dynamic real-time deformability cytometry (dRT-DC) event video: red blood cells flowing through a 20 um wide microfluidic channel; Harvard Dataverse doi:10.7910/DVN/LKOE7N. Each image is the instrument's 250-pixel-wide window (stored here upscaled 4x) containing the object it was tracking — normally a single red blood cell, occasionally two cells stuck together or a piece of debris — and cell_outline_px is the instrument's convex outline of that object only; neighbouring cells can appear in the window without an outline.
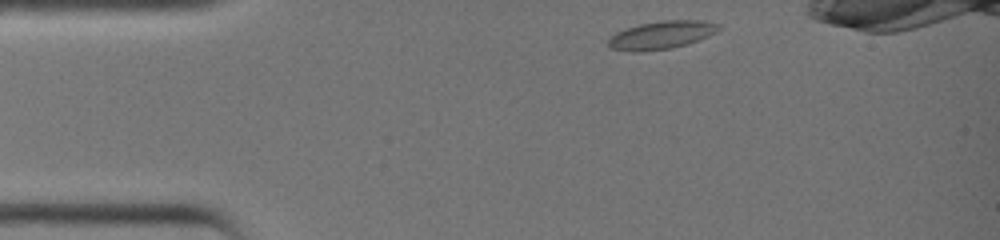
{"species": "common noctule bat (a hibernating species)", "species_latin": "Nyctalus noctula", "temperature_condition": "warm", "stored_images_in_passage": 29, "camera_frame_rate_fps": 3000, "um_per_image_px": 0.085, "animal": {"sex": "female", "body_mass_g": 19.0, "forearm_length_mm": 51.5}, "frame": {"image": 1, "passage_image": 1, "time_ms": 0.0, "image_size_px": [1000, 240], "cell_outline_px": [[720, 28], [716, 32], [700, 40], [688, 44], [672, 48], [640, 52], [632, 52], [612, 48], [608, 44], [608, 36], [624, 28], [640, 24], [660, 20], [704, 20], [720, 24]], "centroid_in_image_um": [56.22, 2.97], "position_along_channel_um": 28.8, "area_um2": 18.32}}
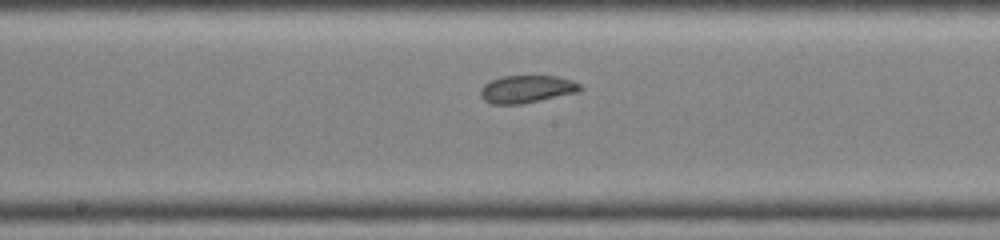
{"frame": {"image": 2, "passage_image": 15, "time_ms": 4.667, "image_size_px": [1000, 240], "cell_outline_px": [[584, 88], [580, 92], [520, 104], [492, 104], [484, 100], [480, 96], [480, 88], [484, 84], [492, 80], [504, 76], [560, 76], [572, 80], [580, 84]], "centroid_in_image_um": [44.8, 7.57], "position_along_channel_um": 203.4, "area_um2": 16.13}}
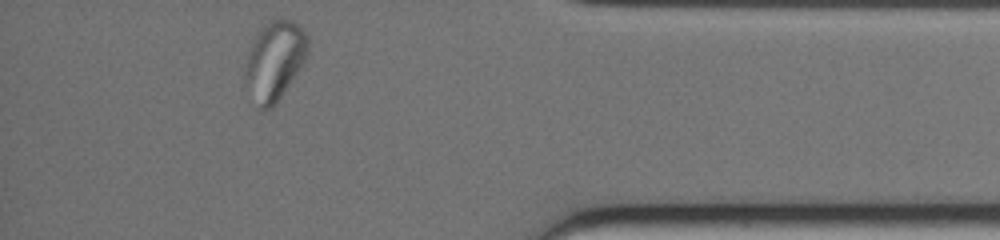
{"frame": {"image": 3, "passage_image": 29, "time_ms": 9.333, "image_size_px": [1000, 240], "cell_outline_px": [[308, 52], [304, 64], [276, 104], [272, 108], [260, 108], [244, 84], [244, 68], [248, 48], [252, 40], [260, 28], [272, 20], [280, 16], [292, 20], [308, 36]], "centroid_in_image_um": [23.33, 5.13], "position_along_channel_um": 411.9, "area_um2": 29.36}}